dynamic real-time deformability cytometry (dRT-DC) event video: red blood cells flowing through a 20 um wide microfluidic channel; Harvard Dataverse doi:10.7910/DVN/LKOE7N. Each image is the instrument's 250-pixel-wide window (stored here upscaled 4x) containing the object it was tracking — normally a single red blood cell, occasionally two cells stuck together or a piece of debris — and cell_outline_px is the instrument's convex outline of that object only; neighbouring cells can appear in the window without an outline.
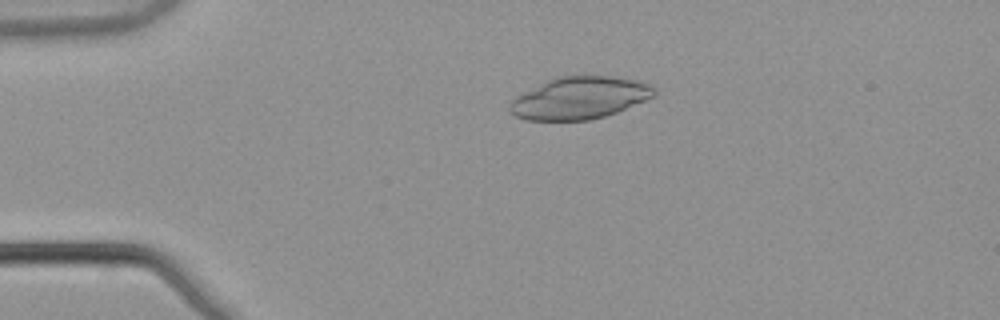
{"species": "common noctule bat (a hibernating species)", "species_latin": "Nyctalus noctula", "temperature_condition": "warm", "stored_images_in_passage": 4, "camera_frame_rate_fps": 3000, "um_per_image_px": 0.085, "animal": {"sex": "male", "body_mass_g": 21.5, "forearm_length_mm": 52.0}, "frame": {"image": 1, "passage_image": 3, "time_ms": 0.667, "image_size_px": [1000, 320], "cell_outline_px": [[656, 92], [652, 96], [644, 100], [616, 112], [604, 116], [588, 120], [524, 120], [516, 116], [508, 108], [512, 100], [516, 96], [556, 76], [608, 76], [636, 80], [648, 84]], "centroid_in_image_um": [49.22, 8.33], "position_along_channel_um": 35.8, "area_um2": 34.91}}